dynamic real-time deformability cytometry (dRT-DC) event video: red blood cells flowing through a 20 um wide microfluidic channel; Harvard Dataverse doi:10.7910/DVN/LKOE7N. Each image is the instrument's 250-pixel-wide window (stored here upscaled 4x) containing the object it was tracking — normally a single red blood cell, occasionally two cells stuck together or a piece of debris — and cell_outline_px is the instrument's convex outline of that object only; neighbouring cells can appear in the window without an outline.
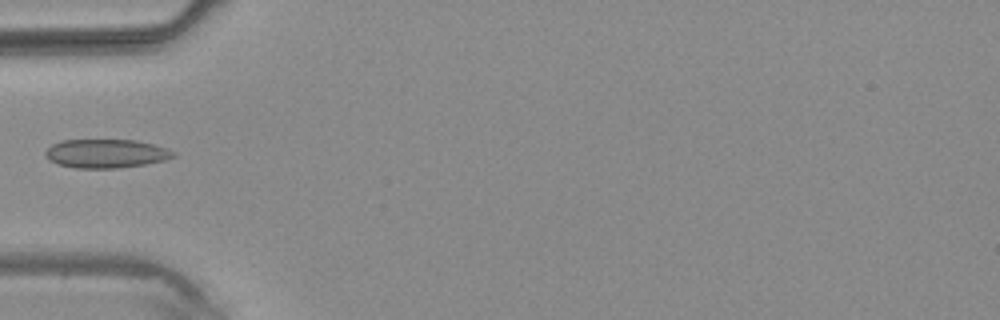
{"species": "common noctule bat (a hibernating species)", "species_latin": "Nyctalus noctula", "temperature_condition": "warm", "stored_images_in_passage": 5, "camera_frame_rate_fps": 3000, "um_per_image_px": 0.085, "animal": {"sex": "male", "body_mass_g": 20.4}, "frame": {"image": 1, "passage_image": 5, "time_ms": 5.667, "image_size_px": [1000, 320], "cell_outline_px": [[176, 156], [164, 160], [144, 164], [120, 168], [76, 168], [56, 164], [48, 160], [44, 152], [52, 144], [60, 140], [136, 140], [168, 148], [176, 152]], "centroid_in_image_um": [9.0, 13.05], "position_along_channel_um": 76.0, "area_um2": 21.56}}